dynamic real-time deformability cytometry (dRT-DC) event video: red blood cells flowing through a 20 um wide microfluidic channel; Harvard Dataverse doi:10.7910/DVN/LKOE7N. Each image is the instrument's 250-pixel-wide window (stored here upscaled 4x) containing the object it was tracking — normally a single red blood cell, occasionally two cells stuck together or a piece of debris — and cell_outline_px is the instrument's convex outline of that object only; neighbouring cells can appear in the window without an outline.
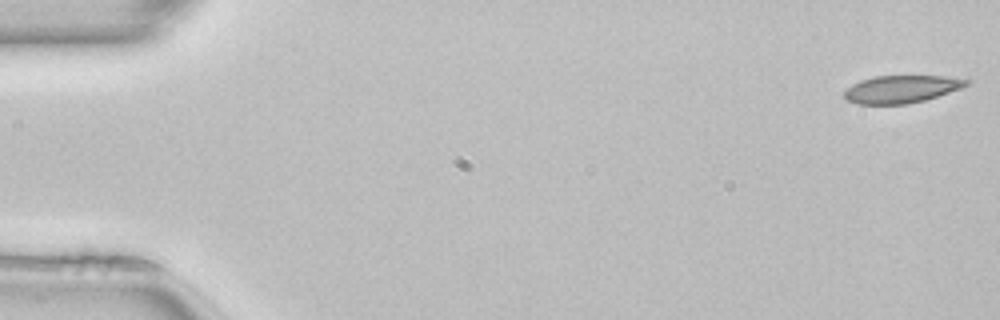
{"species": "common noctule bat (a hibernating species)", "species_latin": "Nyctalus noctula", "temperature_condition": "room temperature", "stored_images_in_passage": 50, "camera_frame_rate_fps": 3000, "um_per_image_px": 0.085, "animal": {"sex": "female", "body_mass_g": 22.7, "forearm_length_mm": 54.2}, "frame": {"image": 1, "passage_image": 1, "time_ms": 0.0, "image_size_px": [1000, 320], "cell_outline_px": [[972, 80], [968, 84], [960, 88], [924, 100], [908, 104], [856, 104], [848, 100], [844, 96], [844, 92], [852, 84], [860, 80], [872, 76], [968, 76]], "centroid_in_image_um": [76.68, 7.55], "position_along_channel_um": 8.3, "area_um2": 19.83}}
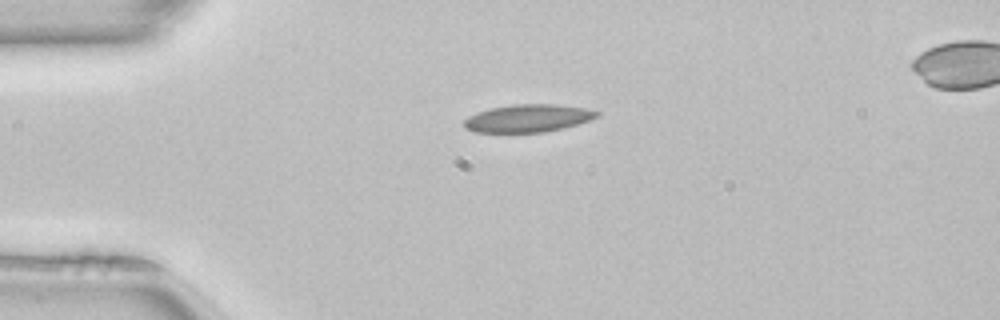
{"frame": {"image": 2, "passage_image": 12, "time_ms": 3.667, "image_size_px": [1000, 320], "cell_outline_px": [[600, 116], [564, 128], [544, 132], [472, 132], [464, 128], [464, 120], [468, 116], [476, 112], [488, 108], [512, 104], [556, 104], [584, 108], [600, 112]], "centroid_in_image_um": [44.83, 10.04], "position_along_channel_um": 40.2, "area_um2": 21.56}}
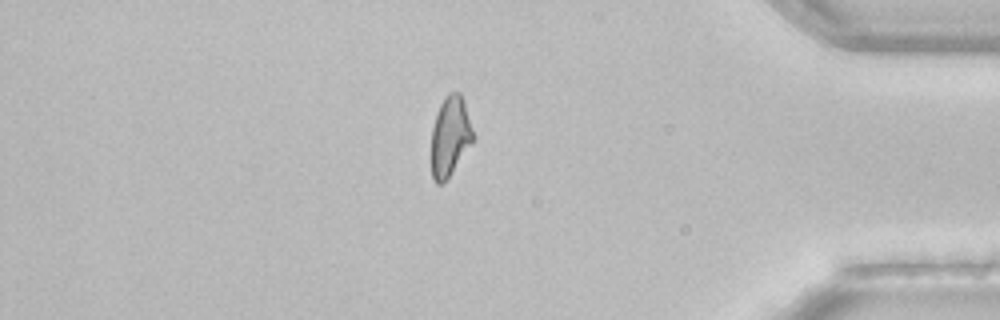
{"frame": {"image": 3, "passage_image": 43, "time_ms": 14.0, "image_size_px": [1000, 320], "cell_outline_px": [[472, 144], [444, 184], [436, 184], [432, 180], [432, 128], [436, 112], [444, 96], [448, 92], [460, 92], [464, 100], [472, 132]], "centroid_in_image_um": [38.23, 11.6], "position_along_channel_um": 397.0, "area_um2": 19.42}, "authors_computed_cell_mechanics": {"area_um2": 20.7213, "velocity_mm_per_s": 4.0554, "shape_relaxation_time_tau1_ms": null, "shape_relaxation_time_tau2_ms": 1.5305, "deformation_change_tau1": null, "deformation_change_tau2": 0.0684}}